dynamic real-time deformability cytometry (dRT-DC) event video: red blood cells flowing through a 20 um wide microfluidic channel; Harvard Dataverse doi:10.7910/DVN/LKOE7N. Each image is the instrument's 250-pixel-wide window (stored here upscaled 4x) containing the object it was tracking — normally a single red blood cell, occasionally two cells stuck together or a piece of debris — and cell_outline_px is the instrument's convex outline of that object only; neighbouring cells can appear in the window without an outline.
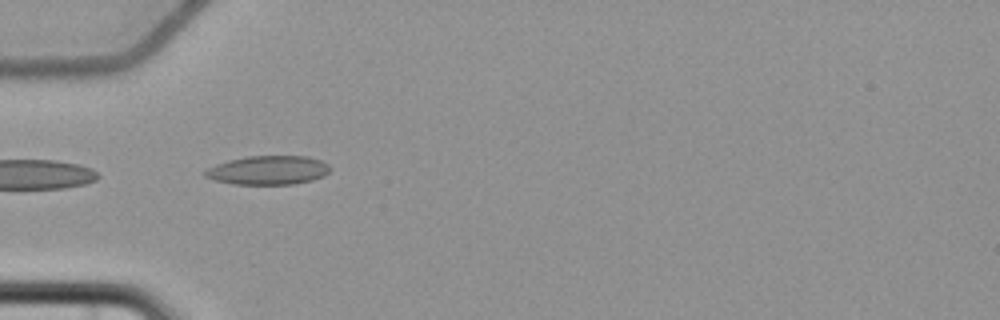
{"species": "common noctule bat (a hibernating species)", "species_latin": "Nyctalus noctula", "temperature_condition": "cold", "stored_images_in_passage": 4, "camera_frame_rate_fps": 3000, "um_per_image_px": 0.085, "animal": {"sex": "female", "body_mass_g": 22.7, "forearm_length_mm": 54.2}, "frame": {"image": 1, "passage_image": 3, "time_ms": 2.667, "image_size_px": [1000, 320], "cell_outline_px": [[332, 168], [324, 176], [312, 180], [292, 184], [232, 184], [216, 180], [204, 176], [204, 172], [208, 168], [216, 164], [228, 160], [248, 156], [308, 156], [320, 160], [328, 164]], "centroid_in_image_um": [22.81, 14.46], "position_along_channel_um": 62.2, "area_um2": 21.04}}